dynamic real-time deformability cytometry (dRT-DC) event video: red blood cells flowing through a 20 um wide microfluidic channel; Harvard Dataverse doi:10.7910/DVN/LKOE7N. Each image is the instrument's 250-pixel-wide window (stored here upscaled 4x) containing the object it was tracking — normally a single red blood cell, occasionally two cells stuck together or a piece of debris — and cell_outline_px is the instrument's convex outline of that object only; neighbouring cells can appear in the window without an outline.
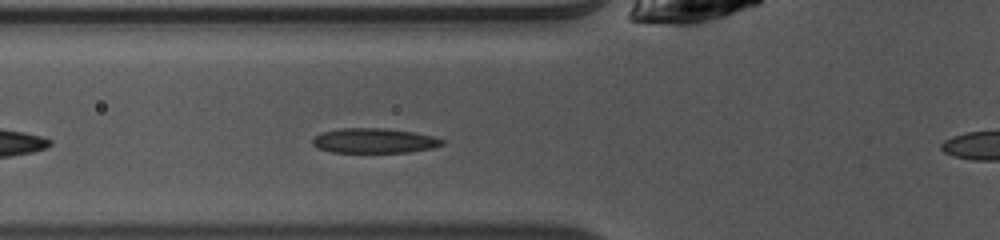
{"species": "common noctule bat (a hibernating species)", "species_latin": "Nyctalus noctula", "temperature_condition": "warm", "stored_images_in_passage": 35, "camera_frame_rate_fps": 3000, "um_per_image_px": 0.085, "animal": {"sex": "female", "body_mass_g": 10.0, "forearm_length_mm": 53.1}, "frame": {"image": 1, "passage_image": 3, "time_ms": 0.667, "image_size_px": [1000, 240], "cell_outline_px": [[444, 144], [432, 148], [408, 152], [332, 152], [316, 148], [312, 144], [312, 140], [320, 132], [340, 128], [384, 128], [412, 132], [432, 136], [444, 140]], "centroid_in_image_um": [31.76, 11.96], "position_along_channel_um": 94.0, "area_um2": 18.73}}
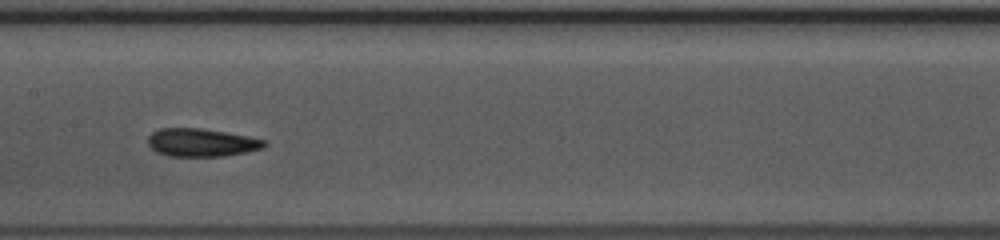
{"frame": {"image": 2, "passage_image": 10, "time_ms": 3.0, "image_size_px": [1000, 240], "cell_outline_px": [[268, 144], [264, 148], [224, 156], [168, 156], [156, 152], [148, 144], [148, 136], [152, 132], [160, 128], [200, 128], [248, 136], [264, 140]], "centroid_in_image_um": [17.11, 12.11], "position_along_channel_um": 190.3, "area_um2": 18.96}}
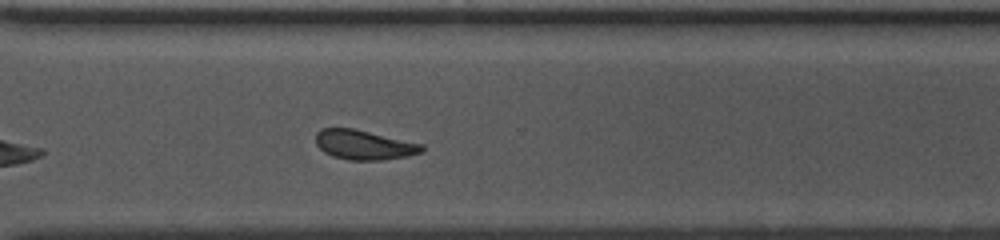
{"frame": {"image": 3, "passage_image": 21, "time_ms": 6.667, "image_size_px": [1000, 240], "cell_outline_px": [[424, 152], [408, 156], [380, 160], [348, 160], [332, 156], [324, 152], [316, 144], [316, 132], [320, 128], [352, 128], [424, 144]], "centroid_in_image_um": [30.95, 12.31], "position_along_channel_um": 339.7, "area_um2": 18.38}, "authors_computed_cell_mechanics": {"area_um2": 18.8428, "velocity_mm_per_s": 4.0855, "shape_relaxation_time_tau1_ms": 2.521, "shape_relaxation_time_tau2_ms": 1.9668, "deformation_change_tau1": 0.1066, "deformation_change_tau2": 0.0756}}